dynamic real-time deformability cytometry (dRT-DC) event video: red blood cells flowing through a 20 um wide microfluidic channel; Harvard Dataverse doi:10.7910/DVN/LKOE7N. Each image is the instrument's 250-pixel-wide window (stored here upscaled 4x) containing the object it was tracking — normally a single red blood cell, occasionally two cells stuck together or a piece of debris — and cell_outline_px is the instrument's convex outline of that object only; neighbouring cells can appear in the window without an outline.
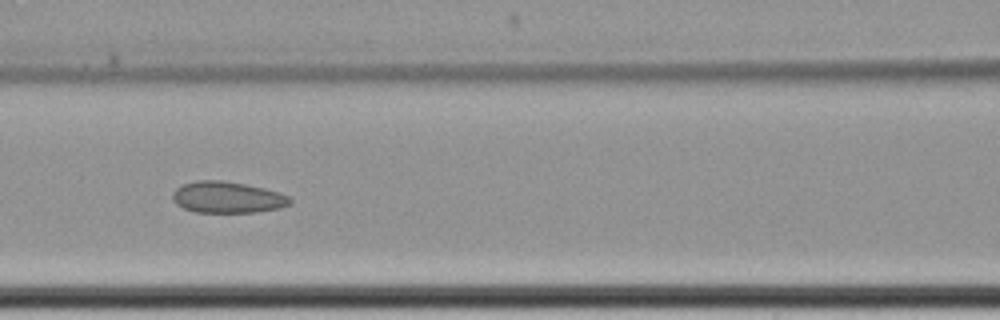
{"species": "common noctule bat (a hibernating species)", "species_latin": "Nyctalus noctula", "temperature_condition": "cold", "stored_images_in_passage": 10, "camera_frame_rate_fps": 3000, "um_per_image_px": 0.085, "animal": {"sex": "female", "body_mass_g": 22.7, "forearm_length_mm": 54.2}, "frame": {"image": 1, "passage_image": 9, "time_ms": 9.667, "image_size_px": [1000, 320], "cell_outline_px": [[292, 204], [280, 208], [256, 212], [196, 212], [184, 208], [176, 204], [172, 200], [172, 192], [176, 188], [184, 184], [196, 180], [220, 180], [244, 184], [264, 188], [280, 192], [288, 196], [292, 200]], "centroid_in_image_um": [19.33, 16.77], "position_along_channel_um": 147.3, "area_um2": 21.56}}
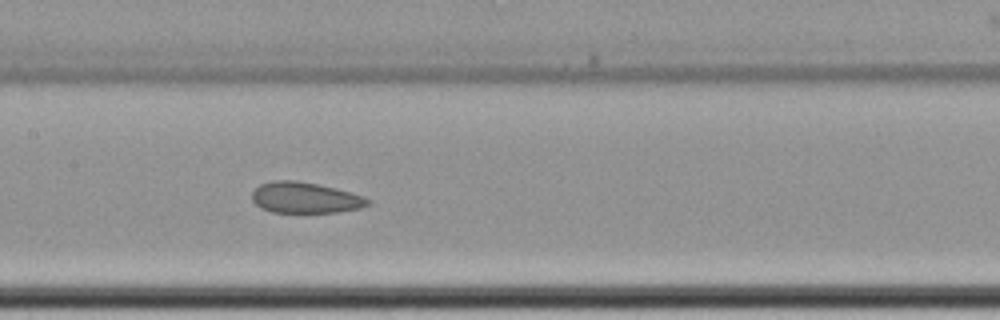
{"frame": {"image": 2, "passage_image": 10, "time_ms": 10.667, "image_size_px": [1000, 320], "cell_outline_px": [[368, 204], [360, 208], [336, 212], [272, 212], [260, 208], [252, 200], [252, 192], [260, 184], [272, 180], [296, 180], [316, 184], [352, 192], [364, 196], [368, 200]], "centroid_in_image_um": [25.9, 16.8], "position_along_channel_um": 181.5, "area_um2": 20.75}}